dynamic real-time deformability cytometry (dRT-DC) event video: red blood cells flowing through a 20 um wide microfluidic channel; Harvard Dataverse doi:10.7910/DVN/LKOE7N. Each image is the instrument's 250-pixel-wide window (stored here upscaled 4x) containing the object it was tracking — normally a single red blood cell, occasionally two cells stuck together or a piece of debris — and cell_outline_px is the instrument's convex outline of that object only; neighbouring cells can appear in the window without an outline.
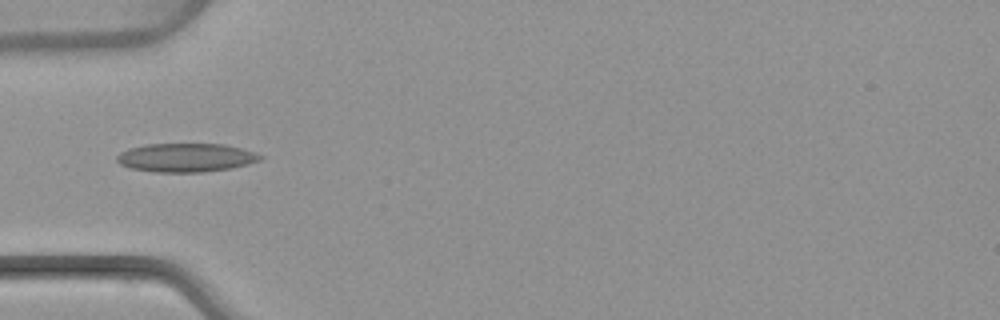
{"species": "common noctule bat (a hibernating species)", "species_latin": "Nyctalus noctula", "temperature_condition": "warm", "stored_images_in_passage": 5, "camera_frame_rate_fps": 3000, "um_per_image_px": 0.085, "animal": {"sex": "female", "body_mass_g": 22.7, "forearm_length_mm": 54.2}, "frame": {"image": 1, "passage_image": 5, "time_ms": 4.667, "image_size_px": [1000, 320], "cell_outline_px": [[264, 156], [260, 160], [248, 164], [232, 168], [200, 172], [152, 172], [128, 168], [120, 164], [116, 160], [116, 156], [120, 152], [128, 148], [148, 144], [224, 144], [240, 148]], "centroid_in_image_um": [15.76, 13.4], "position_along_channel_um": 69.2, "area_um2": 23.99}}